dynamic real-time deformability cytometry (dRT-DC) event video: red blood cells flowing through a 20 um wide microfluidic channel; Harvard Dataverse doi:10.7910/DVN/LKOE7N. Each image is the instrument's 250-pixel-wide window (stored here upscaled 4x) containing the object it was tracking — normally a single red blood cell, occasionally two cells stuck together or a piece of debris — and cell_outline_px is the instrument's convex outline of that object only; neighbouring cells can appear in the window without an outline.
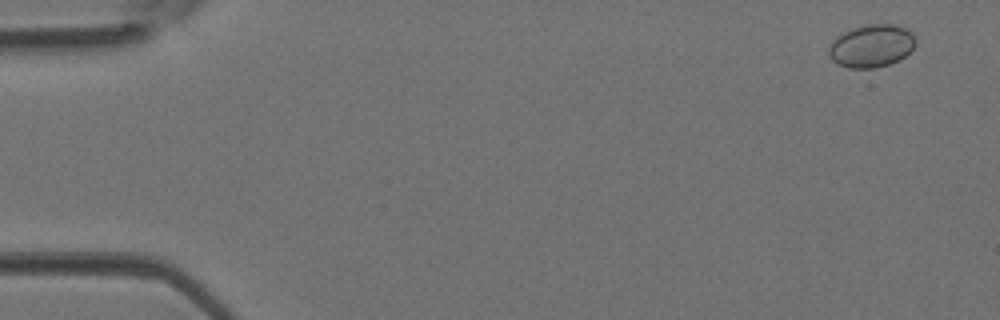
{"species": "Egyptian fruit bat (a non-hibernating species)", "species_latin": "Rousettus aegyptiacus", "temperature_condition": "room temperature", "stored_images_in_passage": 45, "camera_frame_rate_fps": 3000, "um_per_image_px": 0.085, "animal": {"sex": "female"}, "frame": {"image": 1, "passage_image": 3, "time_ms": 0.667, "image_size_px": [1000, 320], "cell_outline_px": [[916, 44], [900, 60], [876, 68], [848, 68], [836, 64], [828, 56], [828, 48], [832, 40], [836, 36], [852, 28], [868, 24], [896, 24], [908, 28], [912, 32], [916, 40]], "centroid_in_image_um": [74.06, 3.9], "position_along_channel_um": 10.9, "area_um2": 21.96}}
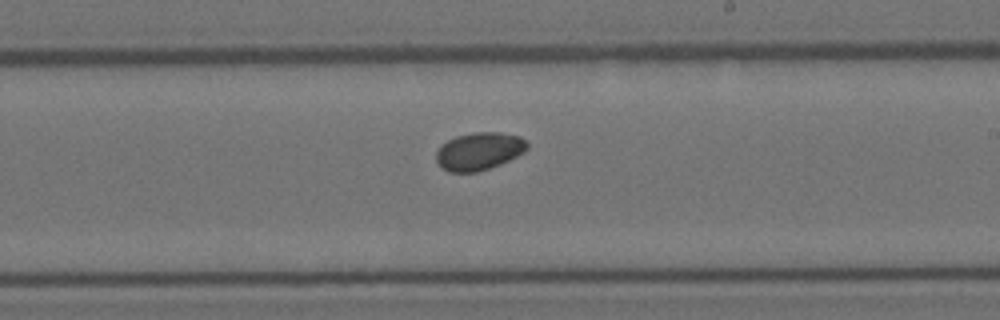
{"frame": {"image": 2, "passage_image": 27, "time_ms": 8.667, "image_size_px": [1000, 320], "cell_outline_px": [[528, 148], [524, 152], [500, 164], [476, 172], [448, 172], [440, 168], [436, 160], [436, 152], [448, 140], [456, 136], [472, 132], [500, 132], [520, 136], [528, 144]], "centroid_in_image_um": [40.71, 12.85], "position_along_channel_um": 248.3, "area_um2": 19.94}}
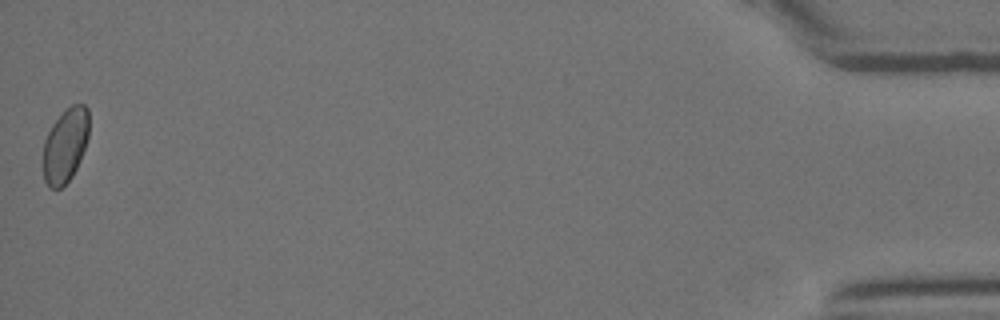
{"frame": {"image": 3, "passage_image": 45, "time_ms": 14.667, "image_size_px": [1000, 320], "cell_outline_px": [[88, 136], [80, 160], [72, 176], [60, 188], [48, 188], [44, 180], [44, 140], [52, 124], [72, 104], [84, 104], [88, 108]], "centroid_in_image_um": [5.55, 12.36], "position_along_channel_um": 429.7, "area_um2": 19.48}}